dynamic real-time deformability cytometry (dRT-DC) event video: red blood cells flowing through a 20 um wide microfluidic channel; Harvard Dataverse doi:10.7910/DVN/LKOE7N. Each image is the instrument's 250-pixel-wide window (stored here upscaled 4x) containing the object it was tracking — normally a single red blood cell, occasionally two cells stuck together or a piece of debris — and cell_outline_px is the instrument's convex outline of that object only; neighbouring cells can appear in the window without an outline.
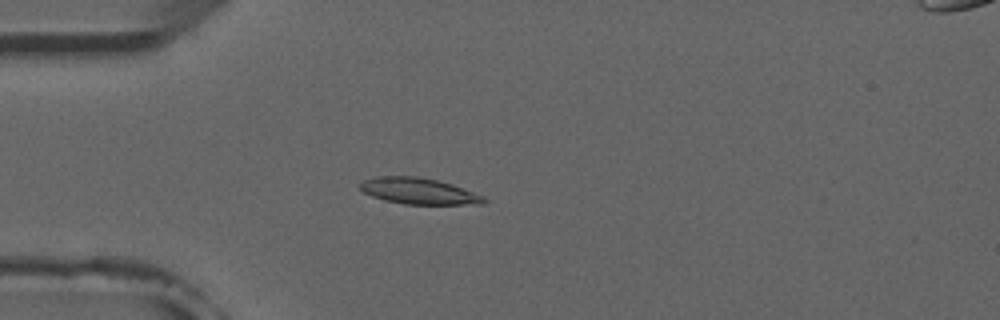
{"species": "common noctule bat (a hibernating species)", "species_latin": "Nyctalus noctula", "temperature_condition": "room temperature", "stored_images_in_passage": 5, "camera_frame_rate_fps": 3000, "um_per_image_px": 0.085, "animal": {"sex": "male", "forearm_length_mm": 52.5}, "frame": {"image": 1, "passage_image": 4, "time_ms": 3.667, "image_size_px": [1000, 320], "cell_outline_px": [[488, 204], [404, 204], [384, 200], [372, 196], [364, 192], [360, 188], [360, 184], [364, 180], [376, 176], [416, 176], [436, 180], [452, 184], [484, 196], [488, 200]], "centroid_in_image_um": [35.62, 16.25], "position_along_channel_um": 49.4, "area_um2": 18.9}}